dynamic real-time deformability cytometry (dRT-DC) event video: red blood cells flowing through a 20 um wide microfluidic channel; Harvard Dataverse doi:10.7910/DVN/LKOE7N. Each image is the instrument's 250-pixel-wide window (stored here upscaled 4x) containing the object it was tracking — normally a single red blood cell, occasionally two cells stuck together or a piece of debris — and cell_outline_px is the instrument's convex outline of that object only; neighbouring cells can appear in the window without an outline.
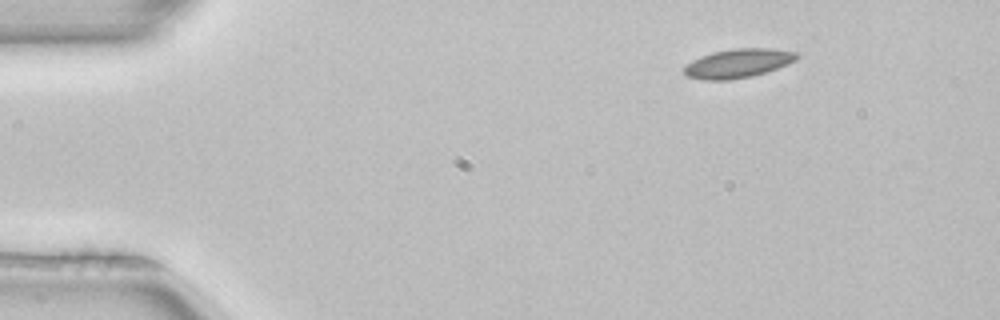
{"species": "common noctule bat (a hibernating species)", "species_latin": "Nyctalus noctula", "temperature_condition": "room temperature", "stored_images_in_passage": 4, "camera_frame_rate_fps": 3000, "um_per_image_px": 0.085, "animal": {"sex": "female", "body_mass_g": 22.7, "forearm_length_mm": 54.2}, "frame": {"image": 1, "passage_image": 1, "time_ms": 0.0, "image_size_px": [1000, 320], "cell_outline_px": [[800, 56], [796, 60], [788, 64], [752, 76], [728, 80], [704, 80], [688, 76], [684, 72], [684, 68], [692, 60], [700, 56], [712, 52], [732, 48], [772, 48], [796, 52]], "centroid_in_image_um": [62.74, 5.37], "position_along_channel_um": 22.3, "area_um2": 18.96}}
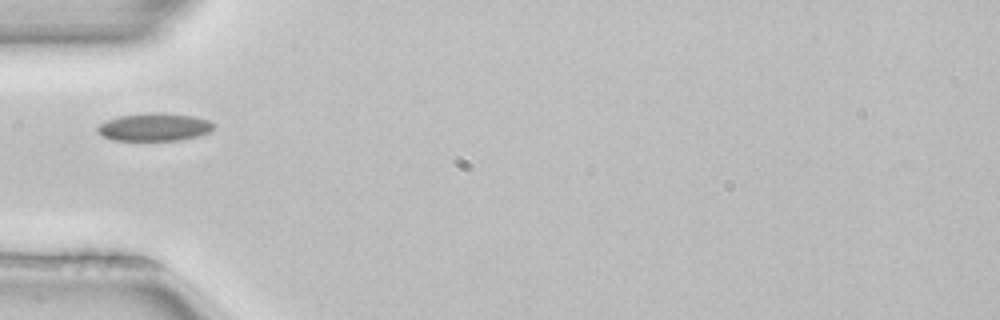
{"frame": {"image": 2, "passage_image": 4, "time_ms": 1.0, "image_size_px": [1000, 320], "cell_outline_px": [[216, 124], [208, 132], [196, 136], [180, 140], [116, 140], [104, 136], [96, 128], [100, 124], [108, 120], [120, 116], [152, 112], [164, 112], [196, 116], [208, 120]], "centroid_in_image_um": [13.17, 10.78], "position_along_channel_um": 71.8, "area_um2": 18.67}}